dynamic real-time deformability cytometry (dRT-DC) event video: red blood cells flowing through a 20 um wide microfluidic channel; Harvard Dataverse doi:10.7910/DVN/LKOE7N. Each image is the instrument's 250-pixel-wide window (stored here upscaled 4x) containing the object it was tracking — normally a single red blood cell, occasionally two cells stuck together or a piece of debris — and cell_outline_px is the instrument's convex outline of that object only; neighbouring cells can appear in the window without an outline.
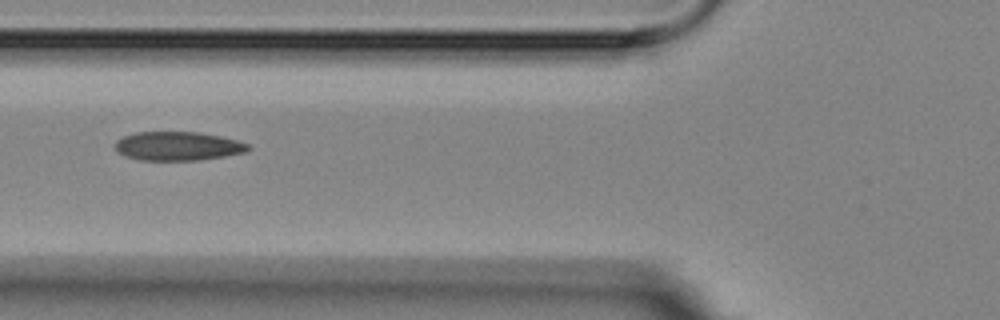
{"species": "Egyptian fruit bat (a non-hibernating species)", "species_latin": "Rousettus aegyptiacus", "temperature_condition": "room temperature", "stored_images_in_passage": 8, "camera_frame_rate_fps": 3000, "um_per_image_px": 0.085, "animal": {"sex": "female"}, "frame": {"image": 1, "passage_image": 4, "time_ms": 4.0, "image_size_px": [1000, 320], "cell_outline_px": [[252, 148], [248, 152], [224, 156], [196, 160], [140, 160], [124, 156], [116, 152], [116, 140], [124, 136], [136, 132], [200, 132], [220, 136], [236, 140], [248, 144]], "centroid_in_image_um": [15.12, 12.42], "position_along_channel_um": 110.7, "area_um2": 22.43}}
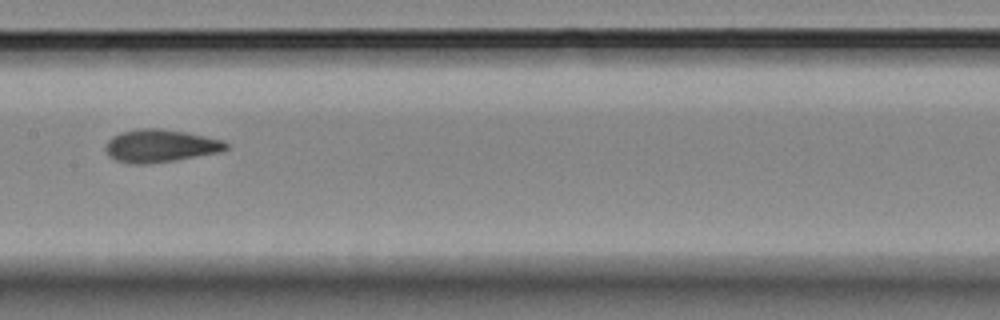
{"frame": {"image": 2, "passage_image": 6, "time_ms": 6.333, "image_size_px": [1000, 320], "cell_outline_px": [[228, 148], [220, 152], [176, 160], [148, 164], [128, 164], [116, 160], [108, 156], [104, 148], [108, 140], [112, 136], [120, 132], [140, 128], [160, 128], [184, 132], [224, 140], [228, 144]], "centroid_in_image_um": [13.59, 12.4], "position_along_channel_um": 193.8, "area_um2": 23.18}}
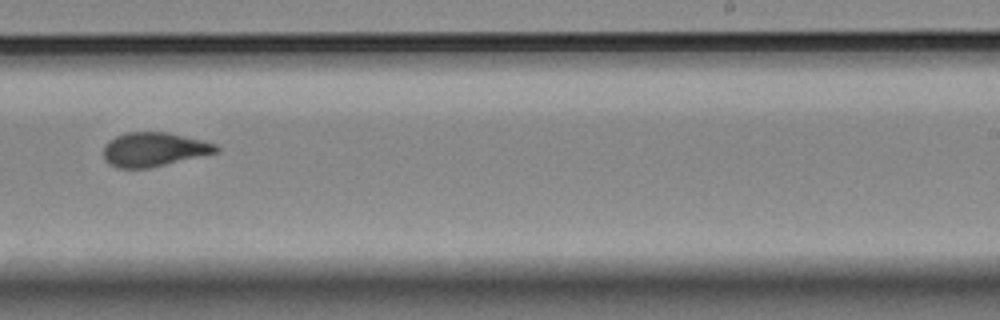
{"frame": {"image": 3, "passage_image": 8, "time_ms": 8.667, "image_size_px": [1000, 320], "cell_outline_px": [[220, 152], [148, 168], [116, 168], [108, 164], [104, 160], [104, 144], [108, 140], [116, 136], [128, 132], [168, 132], [216, 144], [220, 148]], "centroid_in_image_um": [13.06, 12.71], "position_along_channel_um": 275.9, "area_um2": 22.43}}